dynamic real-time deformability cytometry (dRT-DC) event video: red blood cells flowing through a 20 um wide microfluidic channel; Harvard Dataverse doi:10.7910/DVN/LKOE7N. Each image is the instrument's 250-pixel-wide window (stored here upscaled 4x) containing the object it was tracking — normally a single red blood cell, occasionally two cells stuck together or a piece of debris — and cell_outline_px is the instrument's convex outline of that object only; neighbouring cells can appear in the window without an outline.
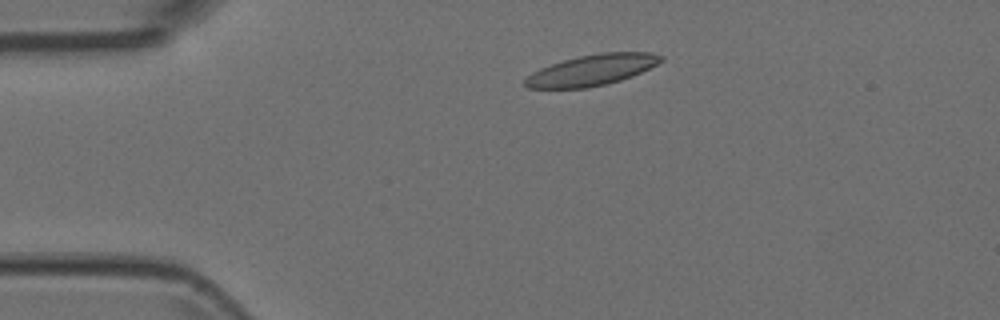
{"species": "Egyptian fruit bat (a non-hibernating species)", "species_latin": "Rousettus aegyptiacus", "temperature_condition": "room temperature", "stored_images_in_passage": 3, "camera_frame_rate_fps": 3000, "um_per_image_px": 0.085, "animal": {"sex": "female"}, "frame": {"image": 1, "passage_image": 2, "time_ms": 0.333, "image_size_px": [1000, 320], "cell_outline_px": [[664, 60], [632, 76], [608, 84], [588, 88], [524, 88], [520, 84], [532, 72], [540, 68], [564, 60], [580, 56], [600, 52], [652, 52], [664, 56]], "centroid_in_image_um": [50.28, 5.96], "position_along_channel_um": 34.7, "area_um2": 24.57}}